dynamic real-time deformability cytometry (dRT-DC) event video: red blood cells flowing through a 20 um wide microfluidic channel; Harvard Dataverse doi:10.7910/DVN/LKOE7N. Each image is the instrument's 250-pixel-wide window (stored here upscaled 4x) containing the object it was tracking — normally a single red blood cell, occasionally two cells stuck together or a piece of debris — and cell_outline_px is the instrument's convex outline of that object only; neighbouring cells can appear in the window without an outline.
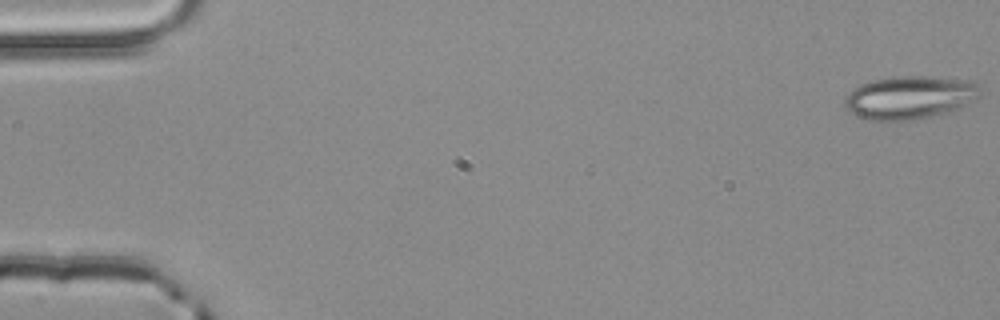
{"species": "common noctule bat (a hibernating species)", "species_latin": "Nyctalus noctula", "temperature_condition": "room temperature", "stored_images_in_passage": 4, "camera_frame_rate_fps": 3000, "um_per_image_px": 0.085, "animal": {"sex": "male", "body_mass_g": 20.4}, "frame": {"image": 1, "passage_image": 1, "time_ms": 0.0, "image_size_px": [1000, 320], "cell_outline_px": [[980, 96], [976, 100], [952, 112], [912, 120], [868, 120], [856, 116], [844, 104], [844, 100], [848, 92], [860, 84], [868, 80], [892, 76], [924, 76], [972, 80], [980, 84]], "centroid_in_image_um": [77.36, 8.27], "position_along_channel_um": 7.6, "area_um2": 34.62}}